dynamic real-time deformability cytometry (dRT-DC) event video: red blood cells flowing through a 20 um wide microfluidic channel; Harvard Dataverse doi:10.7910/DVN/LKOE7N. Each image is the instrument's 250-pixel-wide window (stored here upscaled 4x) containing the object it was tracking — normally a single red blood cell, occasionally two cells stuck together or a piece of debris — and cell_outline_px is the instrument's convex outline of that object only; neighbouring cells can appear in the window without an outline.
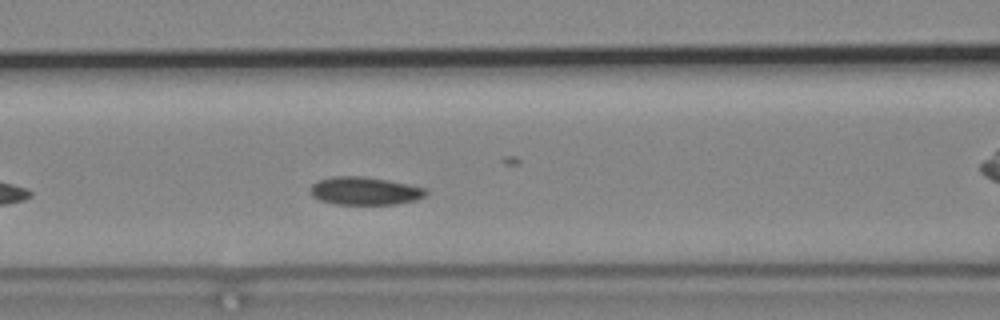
{"species": "common noctule bat (a hibernating species)", "species_latin": "Nyctalus noctula", "temperature_condition": "cold", "stored_images_in_passage": 37, "camera_frame_rate_fps": 3000, "um_per_image_px": 0.085, "animal": {"sex": "male", "body_mass_g": 19.2, "forearm_length_mm": 51.8}, "frame": {"image": 1, "passage_image": 11, "time_ms": 3.333, "image_size_px": [1000, 320], "cell_outline_px": [[428, 192], [424, 196], [416, 200], [396, 204], [336, 204], [320, 200], [312, 196], [308, 192], [308, 188], [316, 180], [332, 176], [360, 176], [388, 180], [428, 188]], "centroid_in_image_um": [30.97, 16.22], "position_along_channel_um": 135.6, "area_um2": 19.07}, "authors_computed_cell_mechanics": {"area_um2": 19.074, "velocity_mm_per_s": 3.6314, "shape_relaxation_time_tau1_ms": null, "shape_relaxation_time_tau2_ms": 7.2779, "deformation_change_tau1": null, "deformation_change_tau2": 0.1158}}